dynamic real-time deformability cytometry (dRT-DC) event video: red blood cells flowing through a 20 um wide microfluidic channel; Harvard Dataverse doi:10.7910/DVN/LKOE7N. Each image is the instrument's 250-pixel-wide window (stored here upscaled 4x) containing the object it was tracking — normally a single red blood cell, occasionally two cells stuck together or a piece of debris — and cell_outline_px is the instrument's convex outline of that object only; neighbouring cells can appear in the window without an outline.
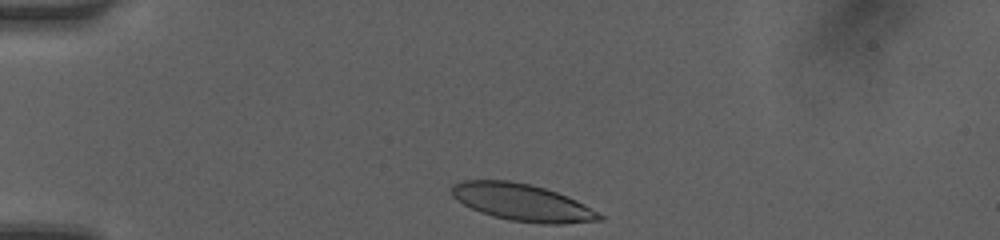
{"species": "human", "species_latin": "Homo sapiens", "temperature_condition": "room temperature", "stored_images_in_passage": 32, "camera_frame_rate_fps": 3000, "um_per_image_px": 0.085, "donor": {"sex": "female"}, "frame": {"image": 1, "passage_image": 1, "time_ms": 0.0, "image_size_px": [1000, 240], "cell_outline_px": [[604, 220], [564, 224], [540, 224], [508, 220], [492, 216], [480, 212], [456, 200], [452, 196], [452, 184], [460, 180], [508, 180], [528, 184], [544, 188], [568, 196], [584, 204], [604, 216]], "centroid_in_image_um": [44.39, 17.21], "position_along_channel_um": 40.6, "area_um2": 32.02}}
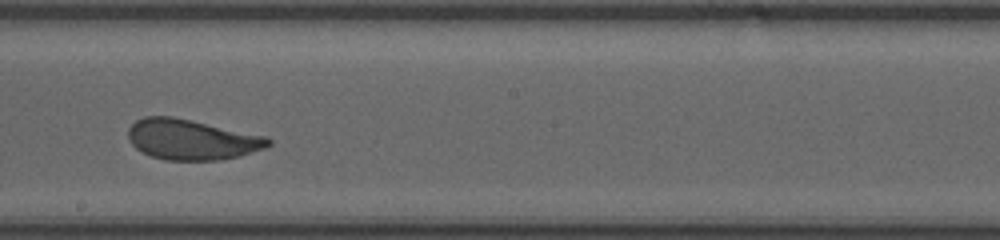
{"frame": {"image": 2, "passage_image": 18, "time_ms": 5.667, "image_size_px": [1000, 240], "cell_outline_px": [[272, 144], [264, 148], [236, 156], [220, 160], [164, 160], [140, 152], [128, 140], [128, 128], [136, 120], [144, 116], [172, 116], [264, 136], [272, 140]], "centroid_in_image_um": [16.22, 11.86], "position_along_channel_um": 232.0, "area_um2": 32.71}}
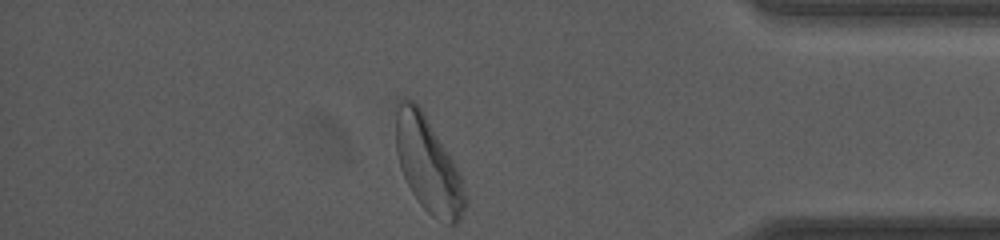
{"frame": {"image": 3, "passage_image": 32, "time_ms": 10.333, "image_size_px": [1000, 240], "cell_outline_px": [[464, 208], [460, 220], [456, 224], [448, 224], [432, 216], [420, 204], [412, 192], [400, 168], [396, 152], [396, 100], [404, 96], [408, 96], [416, 100], [448, 152], [460, 172], [464, 192]], "centroid_in_image_um": [36.34, 13.92], "position_along_channel_um": 398.9, "area_um2": 38.32}, "authors_computed_cell_mechanics": {"area_um2": 33.2639, "velocity_mm_per_s": 4.1481, "shape_relaxation_time_tau1_ms": 3.7648, "shape_relaxation_time_tau2_ms": 0.6612, "deformation_change_tau1": 0.155, "deformation_change_tau2": 0.0787}}